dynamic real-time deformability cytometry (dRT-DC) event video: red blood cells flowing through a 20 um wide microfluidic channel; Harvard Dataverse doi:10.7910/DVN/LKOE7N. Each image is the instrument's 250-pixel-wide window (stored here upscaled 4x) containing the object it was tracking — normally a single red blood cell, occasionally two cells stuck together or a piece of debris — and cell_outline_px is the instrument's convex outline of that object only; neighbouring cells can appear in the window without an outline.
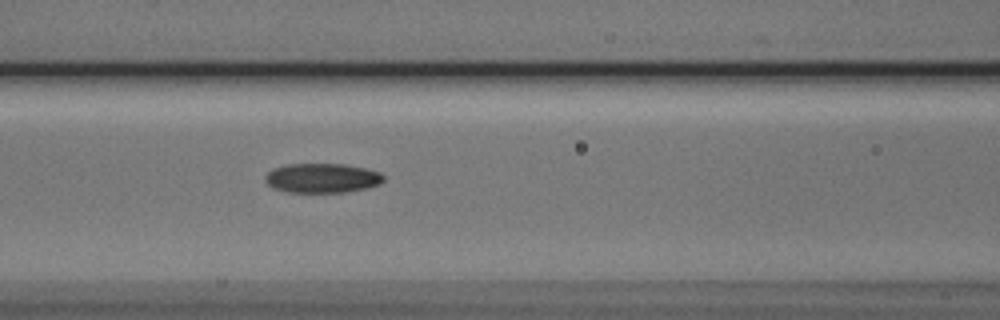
{"species": "Egyptian fruit bat (a non-hibernating species)", "species_latin": "Rousettus aegyptiacus", "temperature_condition": "cold", "stored_images_in_passage": 7, "camera_frame_rate_fps": 3000, "um_per_image_px": 0.085, "animal": {"sex": "male"}, "frame": {"image": 1, "passage_image": 7, "time_ms": 8.0, "image_size_px": [1000, 320], "cell_outline_px": [[384, 180], [380, 184], [368, 188], [344, 192], [288, 192], [272, 188], [264, 180], [264, 176], [272, 168], [288, 164], [344, 164], [364, 168], [380, 172], [384, 176]], "centroid_in_image_um": [27.37, 15.13], "position_along_channel_um": 139.2, "area_um2": 20.46}}